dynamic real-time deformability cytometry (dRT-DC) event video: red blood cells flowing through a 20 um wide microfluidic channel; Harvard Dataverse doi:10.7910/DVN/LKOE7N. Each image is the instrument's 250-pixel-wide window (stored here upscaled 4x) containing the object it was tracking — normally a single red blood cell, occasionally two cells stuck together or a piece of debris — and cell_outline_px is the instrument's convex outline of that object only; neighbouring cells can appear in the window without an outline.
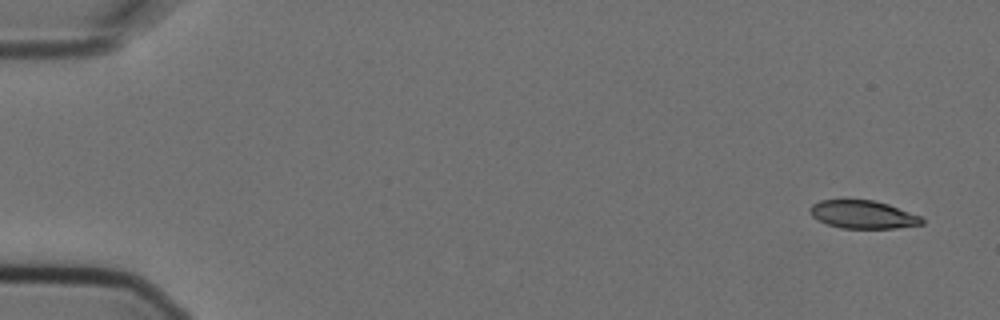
{"species": "Egyptian fruit bat (a non-hibernating species)", "species_latin": "Rousettus aegyptiacus", "temperature_condition": "cold", "stored_images_in_passage": 5, "camera_frame_rate_fps": 3000, "um_per_image_px": 0.085, "animal": {"sex": "female"}, "frame": {"image": 1, "passage_image": 1, "time_ms": 0.0, "image_size_px": [1000, 320], "cell_outline_px": [[924, 224], [896, 228], [840, 228], [828, 224], [812, 216], [808, 212], [808, 208], [812, 204], [820, 200], [872, 200], [888, 204], [920, 216], [924, 220]], "centroid_in_image_um": [73.33, 18.23], "position_along_channel_um": 11.7, "area_um2": 18.21}}
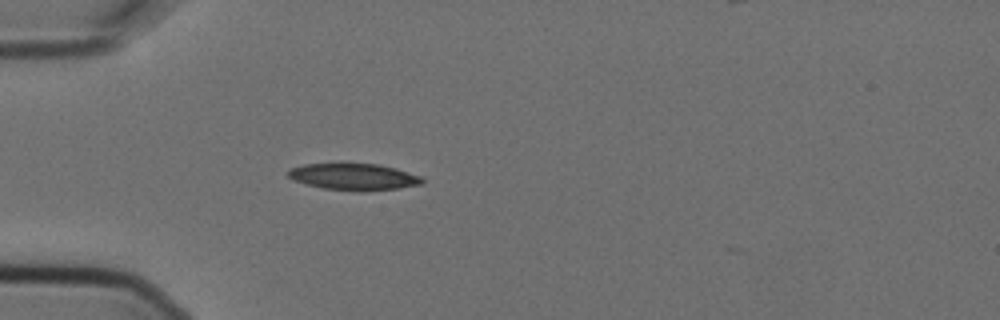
{"frame": {"image": 2, "passage_image": 5, "time_ms": 1.333, "image_size_px": [1000, 320], "cell_outline_px": [[424, 184], [400, 188], [364, 192], [360, 192], [324, 188], [292, 180], [288, 176], [288, 172], [292, 168], [304, 164], [340, 160], [376, 164], [396, 168], [420, 176], [424, 180]], "centroid_in_image_um": [30.06, 14.98], "position_along_channel_um": 54.9, "area_um2": 21.79}}